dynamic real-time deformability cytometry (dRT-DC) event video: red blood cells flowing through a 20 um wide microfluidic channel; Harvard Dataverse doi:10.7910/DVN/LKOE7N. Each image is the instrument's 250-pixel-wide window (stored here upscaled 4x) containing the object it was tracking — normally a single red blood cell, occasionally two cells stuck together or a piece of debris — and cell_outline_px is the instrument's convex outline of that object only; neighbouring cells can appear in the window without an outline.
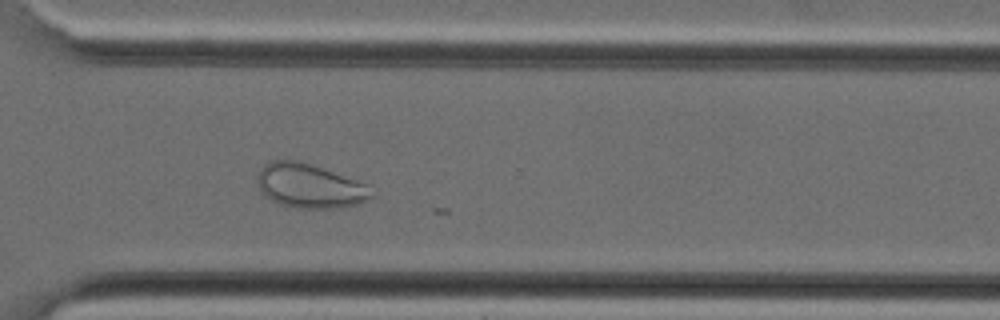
{"species": "Egyptian fruit bat (a non-hibernating species)", "species_latin": "Rousettus aegyptiacus", "temperature_condition": "cold", "stored_images_in_passage": 29, "camera_frame_rate_fps": 3000, "um_per_image_px": 0.085, "animal": {"sex": "female"}, "frame": {"image": 1, "passage_image": 22, "time_ms": 7.0, "image_size_px": [1000, 320], "cell_outline_px": [[376, 196], [360, 204], [340, 208], [296, 208], [280, 204], [264, 196], [260, 192], [260, 168], [264, 164], [272, 160], [296, 160], [372, 184]], "centroid_in_image_um": [26.44, 15.82], "position_along_channel_um": 344.2, "area_um2": 29.71}}